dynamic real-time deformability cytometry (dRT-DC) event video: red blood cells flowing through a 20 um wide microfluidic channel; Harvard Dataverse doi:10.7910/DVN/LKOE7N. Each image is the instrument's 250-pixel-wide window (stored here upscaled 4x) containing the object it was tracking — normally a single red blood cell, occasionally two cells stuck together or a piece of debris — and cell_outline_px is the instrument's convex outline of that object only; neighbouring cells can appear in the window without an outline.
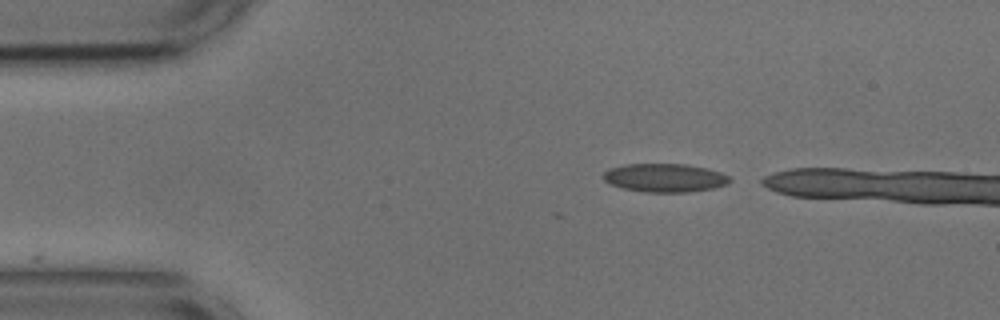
{"species": "common noctule bat (a hibernating species)", "species_latin": "Nyctalus noctula", "temperature_condition": "cold", "stored_images_in_passage": 5, "camera_frame_rate_fps": 3000, "um_per_image_px": 0.085, "animal": {"sex": "male", "body_mass_g": 17.9, "forearm_length_mm": 54.2}, "frame": {"image": 1, "passage_image": 1, "time_ms": 0.0, "image_size_px": [1000, 320], "cell_outline_px": [[732, 180], [728, 184], [712, 188], [688, 192], [644, 192], [624, 188], [612, 184], [604, 180], [604, 172], [608, 168], [624, 164], [684, 164], [708, 168], [720, 172], [728, 176]], "centroid_in_image_um": [56.52, 15.1], "position_along_channel_um": 28.5, "area_um2": 20.92}}